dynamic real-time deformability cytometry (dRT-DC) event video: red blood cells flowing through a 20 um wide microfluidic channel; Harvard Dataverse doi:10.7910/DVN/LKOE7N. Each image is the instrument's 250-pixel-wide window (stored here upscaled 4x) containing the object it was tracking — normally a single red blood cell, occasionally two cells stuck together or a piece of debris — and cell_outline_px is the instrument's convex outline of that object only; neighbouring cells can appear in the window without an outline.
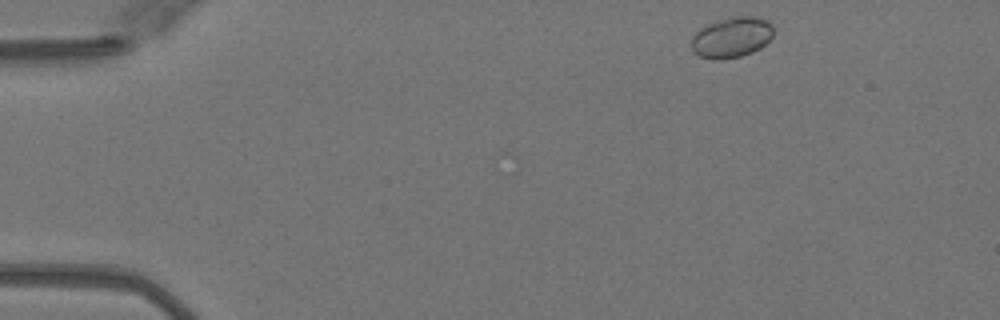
{"species": "Egyptian fruit bat (a non-hibernating species)", "species_latin": "Rousettus aegyptiacus", "temperature_condition": "warm", "stored_images_in_passage": 46, "camera_frame_rate_fps": 3000, "um_per_image_px": 0.085, "animal": {"sex": "female"}, "frame": {"image": 1, "passage_image": 2, "time_ms": 0.333, "image_size_px": [1000, 320], "cell_outline_px": [[772, 36], [760, 48], [752, 52], [740, 56], [712, 60], [696, 56], [692, 52], [692, 36], [700, 28], [708, 24], [732, 16], [752, 16], [768, 20], [772, 24]], "centroid_in_image_um": [62.16, 3.18], "position_along_channel_um": 22.8, "area_um2": 19.36}}
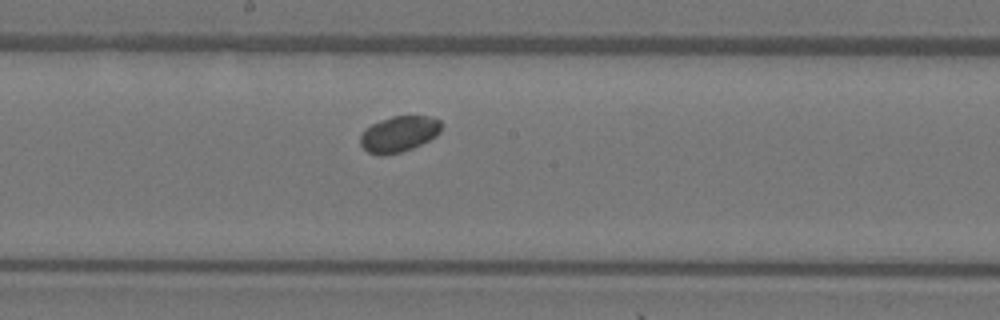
{"frame": {"image": 2, "passage_image": 23, "time_ms": 7.333, "image_size_px": [1000, 320], "cell_outline_px": [[444, 124], [440, 132], [436, 136], [412, 148], [400, 152], [368, 152], [360, 144], [360, 136], [364, 128], [380, 120], [392, 116], [428, 116], [440, 120]], "centroid_in_image_um": [33.95, 11.33], "position_along_channel_um": 214.3, "area_um2": 16.59}}
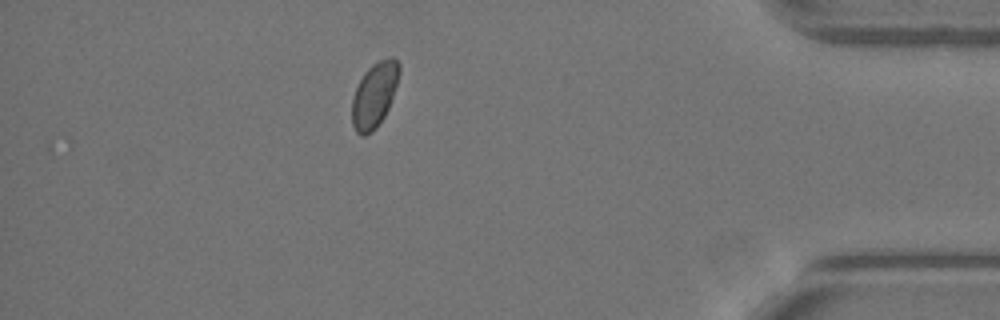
{"frame": {"image": 3, "passage_image": 40, "time_ms": 13.0, "image_size_px": [1000, 320], "cell_outline_px": [[400, 72], [388, 108], [384, 116], [376, 128], [372, 132], [364, 136], [360, 136], [356, 132], [352, 124], [352, 100], [356, 88], [364, 72], [372, 64], [380, 60], [392, 56], [400, 64]], "centroid_in_image_um": [31.81, 8.08], "position_along_channel_um": 403.4, "area_um2": 17.74}}